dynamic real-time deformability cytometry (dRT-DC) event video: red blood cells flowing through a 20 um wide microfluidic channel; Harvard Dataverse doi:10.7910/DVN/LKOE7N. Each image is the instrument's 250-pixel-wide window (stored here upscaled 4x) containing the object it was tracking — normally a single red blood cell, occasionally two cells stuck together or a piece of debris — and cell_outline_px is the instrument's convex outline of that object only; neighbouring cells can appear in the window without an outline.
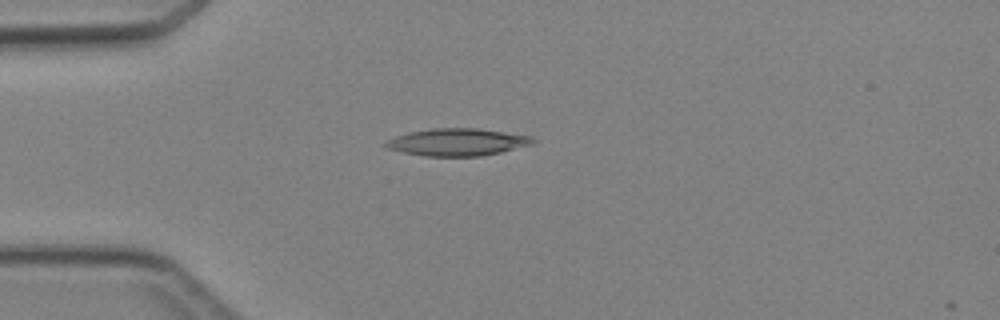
{"species": "Egyptian fruit bat (a non-hibernating species)", "species_latin": "Rousettus aegyptiacus", "temperature_condition": "cold", "stored_images_in_passage": 3, "camera_frame_rate_fps": 3000, "um_per_image_px": 0.085, "animal": {"sex": "female"}, "frame": {"image": 1, "passage_image": 2, "time_ms": 1.0, "image_size_px": [1000, 320], "cell_outline_px": [[536, 140], [532, 144], [500, 152], [480, 156], [424, 156], [404, 152], [388, 148], [384, 144], [388, 140], [396, 136], [408, 132], [432, 128], [476, 128], [532, 136]], "centroid_in_image_um": [38.88, 12.07], "position_along_channel_um": 46.1, "area_um2": 23.18}}